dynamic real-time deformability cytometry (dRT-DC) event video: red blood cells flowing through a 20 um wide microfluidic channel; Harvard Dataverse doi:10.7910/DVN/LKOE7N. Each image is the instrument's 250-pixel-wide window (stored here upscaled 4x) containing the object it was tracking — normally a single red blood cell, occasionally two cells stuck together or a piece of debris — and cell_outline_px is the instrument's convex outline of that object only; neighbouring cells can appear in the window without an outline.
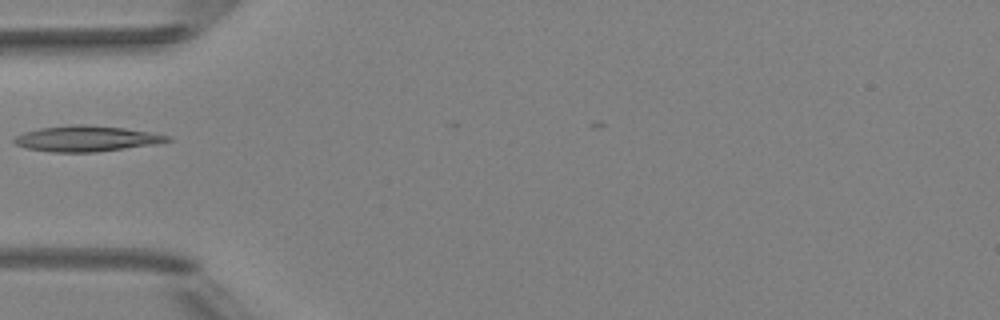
{"species": "Egyptian fruit bat (a non-hibernating species)", "species_latin": "Rousettus aegyptiacus", "temperature_condition": "room temperature", "stored_images_in_passage": 1, "camera_frame_rate_fps": 3000, "um_per_image_px": 0.085, "animal": {"sex": "female"}, "frame": {"image": 1, "passage_image": 1, "time_ms": 0.0, "image_size_px": [1000, 320], "cell_outline_px": [[172, 140], [156, 144], [96, 152], [52, 152], [28, 148], [16, 144], [12, 140], [16, 136], [24, 132], [40, 128], [76, 124], [84, 124], [124, 128], [152, 132], [172, 136]], "centroid_in_image_um": [7.39, 11.78], "position_along_channel_um": 77.6, "area_um2": 22.89}}